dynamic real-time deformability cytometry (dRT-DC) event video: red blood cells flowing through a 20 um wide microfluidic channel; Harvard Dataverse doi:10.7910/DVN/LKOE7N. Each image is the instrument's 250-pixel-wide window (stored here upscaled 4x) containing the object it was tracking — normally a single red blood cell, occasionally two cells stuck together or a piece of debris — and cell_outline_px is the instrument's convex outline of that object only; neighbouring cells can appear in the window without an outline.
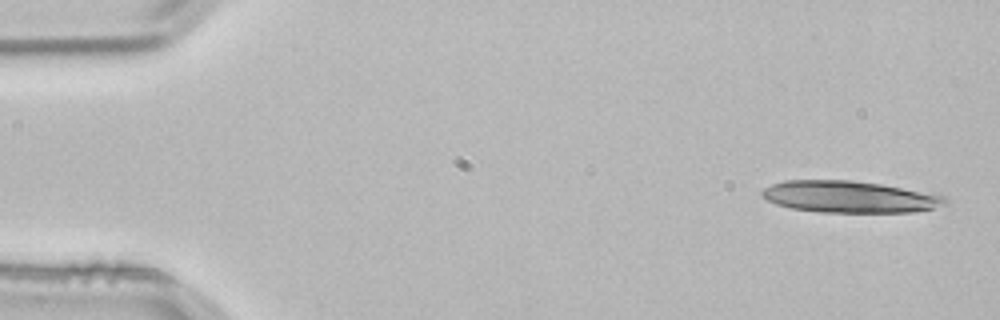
{"species": "common noctule bat (a hibernating species)", "species_latin": "Nyctalus noctula", "temperature_condition": "room temperature", "stored_images_in_passage": 4, "camera_frame_rate_fps": 3000, "um_per_image_px": 0.085, "animal": {"sex": "male", "body_mass_g": 21.5, "forearm_length_mm": 52.0}, "frame": {"image": 1, "passage_image": 1, "time_ms": 0.0, "image_size_px": [1000, 320], "cell_outline_px": [[948, 204], [932, 208], [912, 212], [820, 212], [792, 208], [776, 204], [760, 196], [760, 192], [764, 188], [772, 184], [784, 180], [852, 180], [880, 184], [944, 196], [948, 200]], "centroid_in_image_um": [72.15, 16.73], "position_along_channel_um": 12.8, "area_um2": 33.64}}
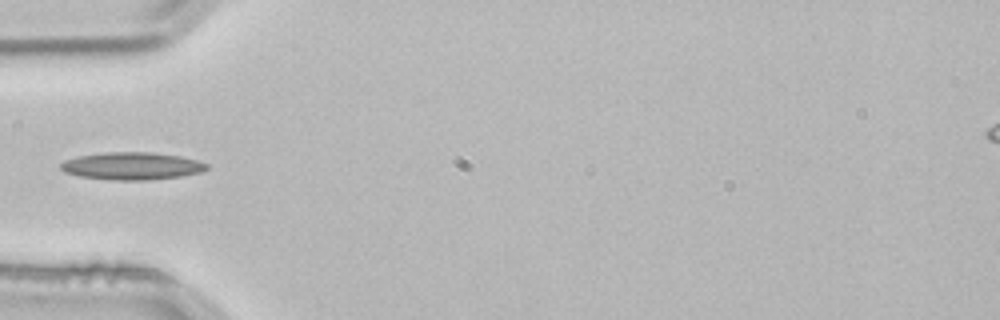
{"frame": {"image": 2, "passage_image": 4, "time_ms": 1.0, "image_size_px": [1000, 320], "cell_outline_px": [[208, 168], [200, 172], [180, 176], [148, 180], [108, 180], [80, 176], [64, 172], [60, 168], [60, 164], [64, 160], [80, 156], [104, 152], [152, 152], [180, 156], [196, 160], [208, 164]], "centroid_in_image_um": [11.19, 14.11], "position_along_channel_um": 73.8, "area_um2": 23.35}}